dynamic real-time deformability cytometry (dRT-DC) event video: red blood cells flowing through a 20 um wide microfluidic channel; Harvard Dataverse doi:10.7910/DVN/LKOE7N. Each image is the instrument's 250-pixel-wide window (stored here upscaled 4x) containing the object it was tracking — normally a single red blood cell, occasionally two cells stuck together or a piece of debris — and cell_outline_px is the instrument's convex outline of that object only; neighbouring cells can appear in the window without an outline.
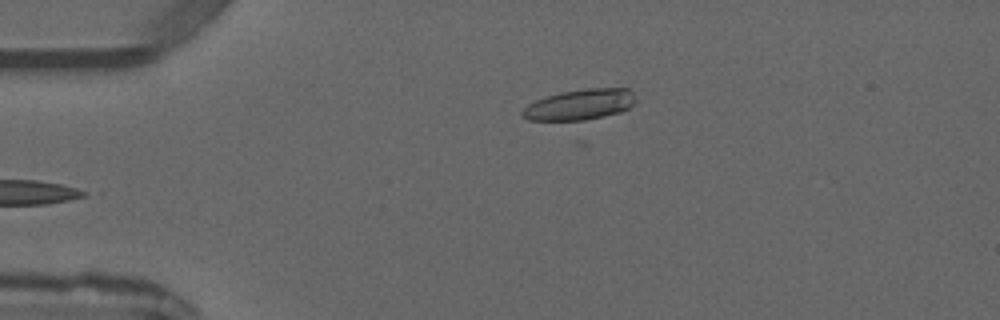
{"species": "common noctule bat (a hibernating species)", "species_latin": "Nyctalus noctula", "temperature_condition": "warm", "stored_images_in_passage": 3, "camera_frame_rate_fps": 3000, "um_per_image_px": 0.085, "animal": {"sex": "male", "forearm_length_mm": 52.5}, "frame": {"image": 1, "passage_image": 3, "time_ms": 2.0, "image_size_px": [1000, 320], "cell_outline_px": [[636, 100], [628, 108], [620, 112], [576, 124], [528, 120], [520, 116], [520, 112], [528, 104], [536, 100], [560, 92], [588, 88], [628, 88], [632, 92]], "centroid_in_image_um": [49.22, 8.96], "position_along_channel_um": 35.8, "area_um2": 21.21}}